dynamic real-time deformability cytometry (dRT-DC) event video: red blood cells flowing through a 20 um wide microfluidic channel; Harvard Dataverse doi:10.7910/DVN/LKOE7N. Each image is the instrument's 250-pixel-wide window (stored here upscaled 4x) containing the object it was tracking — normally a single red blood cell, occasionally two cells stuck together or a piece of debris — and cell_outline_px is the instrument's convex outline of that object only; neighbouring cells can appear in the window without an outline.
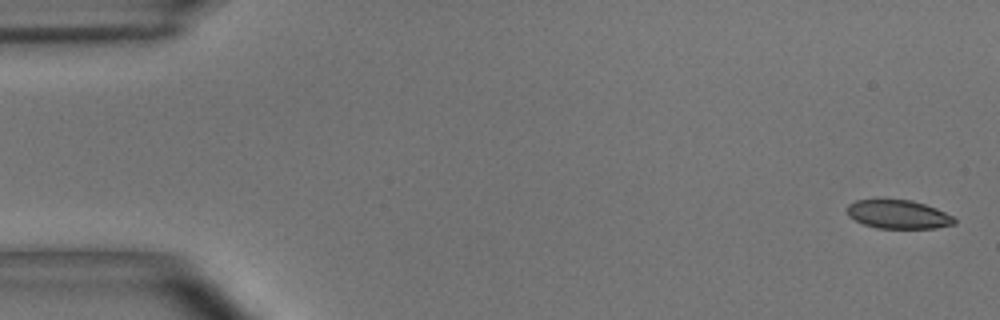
{"species": "common noctule bat (a hibernating species)", "species_latin": "Nyctalus noctula", "temperature_condition": "room temperature", "stored_images_in_passage": 5, "camera_frame_rate_fps": 3000, "um_per_image_px": 0.085, "animal": {"sex": "male", "body_mass_g": 15.6}, "frame": {"image": 1, "passage_image": 1, "time_ms": 0.0, "image_size_px": [1000, 320], "cell_outline_px": [[956, 224], [936, 228], [876, 228], [864, 224], [848, 216], [848, 204], [856, 200], [912, 200], [936, 208], [952, 216], [956, 220]], "centroid_in_image_um": [76.37, 18.23], "position_along_channel_um": 8.6, "area_um2": 17.74}}
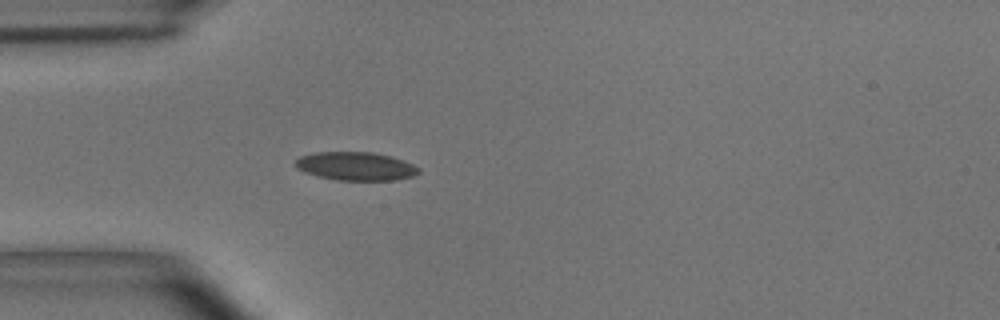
{"frame": {"image": 2, "passage_image": 5, "time_ms": 1.333, "image_size_px": [1000, 320], "cell_outline_px": [[420, 172], [412, 176], [396, 180], [336, 180], [304, 172], [296, 168], [292, 164], [300, 156], [312, 152], [372, 152], [392, 156], [412, 164], [420, 168]], "centroid_in_image_um": [30.21, 14.12], "position_along_channel_um": 54.8, "area_um2": 20.52}}